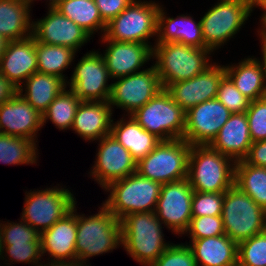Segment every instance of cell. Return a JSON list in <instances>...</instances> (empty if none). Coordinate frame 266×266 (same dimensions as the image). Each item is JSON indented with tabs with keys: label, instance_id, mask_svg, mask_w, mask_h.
<instances>
[{
	"label": "cell",
	"instance_id": "1",
	"mask_svg": "<svg viewBox=\"0 0 266 266\" xmlns=\"http://www.w3.org/2000/svg\"><path fill=\"white\" fill-rule=\"evenodd\" d=\"M77 208L76 260L80 264L92 266L89 261L92 257L122 248L120 220L103 204L91 215L79 213Z\"/></svg>",
	"mask_w": 266,
	"mask_h": 266
},
{
	"label": "cell",
	"instance_id": "2",
	"mask_svg": "<svg viewBox=\"0 0 266 266\" xmlns=\"http://www.w3.org/2000/svg\"><path fill=\"white\" fill-rule=\"evenodd\" d=\"M122 249L139 265L150 266L172 243L155 212L133 213L120 220Z\"/></svg>",
	"mask_w": 266,
	"mask_h": 266
},
{
	"label": "cell",
	"instance_id": "3",
	"mask_svg": "<svg viewBox=\"0 0 266 266\" xmlns=\"http://www.w3.org/2000/svg\"><path fill=\"white\" fill-rule=\"evenodd\" d=\"M212 54L214 53L208 48L177 42L154 44L152 64L156 67L162 87L165 88L168 84L188 80L203 73L214 63Z\"/></svg>",
	"mask_w": 266,
	"mask_h": 266
},
{
	"label": "cell",
	"instance_id": "4",
	"mask_svg": "<svg viewBox=\"0 0 266 266\" xmlns=\"http://www.w3.org/2000/svg\"><path fill=\"white\" fill-rule=\"evenodd\" d=\"M161 187V183L135 172L104 188L108 197L101 204L119 220L128 214L154 212Z\"/></svg>",
	"mask_w": 266,
	"mask_h": 266
},
{
	"label": "cell",
	"instance_id": "5",
	"mask_svg": "<svg viewBox=\"0 0 266 266\" xmlns=\"http://www.w3.org/2000/svg\"><path fill=\"white\" fill-rule=\"evenodd\" d=\"M161 2L134 0L106 25L104 35L98 40L136 42L152 48L157 39L158 12ZM154 40V44L150 41Z\"/></svg>",
	"mask_w": 266,
	"mask_h": 266
},
{
	"label": "cell",
	"instance_id": "6",
	"mask_svg": "<svg viewBox=\"0 0 266 266\" xmlns=\"http://www.w3.org/2000/svg\"><path fill=\"white\" fill-rule=\"evenodd\" d=\"M235 162L209 145L191 146L188 180L194 191L222 193L234 185Z\"/></svg>",
	"mask_w": 266,
	"mask_h": 266
},
{
	"label": "cell",
	"instance_id": "7",
	"mask_svg": "<svg viewBox=\"0 0 266 266\" xmlns=\"http://www.w3.org/2000/svg\"><path fill=\"white\" fill-rule=\"evenodd\" d=\"M50 186L25 191L20 218L39 233L62 219L77 203L71 188L62 184Z\"/></svg>",
	"mask_w": 266,
	"mask_h": 266
},
{
	"label": "cell",
	"instance_id": "8",
	"mask_svg": "<svg viewBox=\"0 0 266 266\" xmlns=\"http://www.w3.org/2000/svg\"><path fill=\"white\" fill-rule=\"evenodd\" d=\"M225 234L237 244L266 231V210L235 185L224 192Z\"/></svg>",
	"mask_w": 266,
	"mask_h": 266
},
{
	"label": "cell",
	"instance_id": "9",
	"mask_svg": "<svg viewBox=\"0 0 266 266\" xmlns=\"http://www.w3.org/2000/svg\"><path fill=\"white\" fill-rule=\"evenodd\" d=\"M131 116L161 141L183 139L186 112L174 102L164 88Z\"/></svg>",
	"mask_w": 266,
	"mask_h": 266
},
{
	"label": "cell",
	"instance_id": "10",
	"mask_svg": "<svg viewBox=\"0 0 266 266\" xmlns=\"http://www.w3.org/2000/svg\"><path fill=\"white\" fill-rule=\"evenodd\" d=\"M191 145L184 139L161 141L145 158L137 162V172L161 184L188 177Z\"/></svg>",
	"mask_w": 266,
	"mask_h": 266
},
{
	"label": "cell",
	"instance_id": "11",
	"mask_svg": "<svg viewBox=\"0 0 266 266\" xmlns=\"http://www.w3.org/2000/svg\"><path fill=\"white\" fill-rule=\"evenodd\" d=\"M213 5L202 15L200 23L204 44L215 53L235 39L252 12L246 5L234 1L217 0Z\"/></svg>",
	"mask_w": 266,
	"mask_h": 266
},
{
	"label": "cell",
	"instance_id": "12",
	"mask_svg": "<svg viewBox=\"0 0 266 266\" xmlns=\"http://www.w3.org/2000/svg\"><path fill=\"white\" fill-rule=\"evenodd\" d=\"M90 50L78 63H73L72 74L66 82L81 101H108L111 92V77L101 51Z\"/></svg>",
	"mask_w": 266,
	"mask_h": 266
},
{
	"label": "cell",
	"instance_id": "13",
	"mask_svg": "<svg viewBox=\"0 0 266 266\" xmlns=\"http://www.w3.org/2000/svg\"><path fill=\"white\" fill-rule=\"evenodd\" d=\"M111 84L108 102L113 112L115 108L123 110L122 115L133 114L163 89L152 62L144 71L114 79Z\"/></svg>",
	"mask_w": 266,
	"mask_h": 266
},
{
	"label": "cell",
	"instance_id": "14",
	"mask_svg": "<svg viewBox=\"0 0 266 266\" xmlns=\"http://www.w3.org/2000/svg\"><path fill=\"white\" fill-rule=\"evenodd\" d=\"M193 193L188 178L162 184L154 212L173 235L182 237L189 226Z\"/></svg>",
	"mask_w": 266,
	"mask_h": 266
},
{
	"label": "cell",
	"instance_id": "15",
	"mask_svg": "<svg viewBox=\"0 0 266 266\" xmlns=\"http://www.w3.org/2000/svg\"><path fill=\"white\" fill-rule=\"evenodd\" d=\"M97 142L94 164L88 175L101 189L106 188L113 181L137 172V162L114 136L106 135Z\"/></svg>",
	"mask_w": 266,
	"mask_h": 266
},
{
	"label": "cell",
	"instance_id": "16",
	"mask_svg": "<svg viewBox=\"0 0 266 266\" xmlns=\"http://www.w3.org/2000/svg\"><path fill=\"white\" fill-rule=\"evenodd\" d=\"M31 36L35 41L71 48L76 53L93 39L79 25L55 8H47L43 18L32 19Z\"/></svg>",
	"mask_w": 266,
	"mask_h": 266
},
{
	"label": "cell",
	"instance_id": "17",
	"mask_svg": "<svg viewBox=\"0 0 266 266\" xmlns=\"http://www.w3.org/2000/svg\"><path fill=\"white\" fill-rule=\"evenodd\" d=\"M232 113L217 99H211L186 112L183 139L193 145H209Z\"/></svg>",
	"mask_w": 266,
	"mask_h": 266
},
{
	"label": "cell",
	"instance_id": "18",
	"mask_svg": "<svg viewBox=\"0 0 266 266\" xmlns=\"http://www.w3.org/2000/svg\"><path fill=\"white\" fill-rule=\"evenodd\" d=\"M226 75L225 66L214 62L197 76L168 84L164 89L185 112L198 104L215 99L222 78Z\"/></svg>",
	"mask_w": 266,
	"mask_h": 266
},
{
	"label": "cell",
	"instance_id": "19",
	"mask_svg": "<svg viewBox=\"0 0 266 266\" xmlns=\"http://www.w3.org/2000/svg\"><path fill=\"white\" fill-rule=\"evenodd\" d=\"M99 41L105 46L101 54L112 80L144 71L146 64L153 61V48L148 44Z\"/></svg>",
	"mask_w": 266,
	"mask_h": 266
},
{
	"label": "cell",
	"instance_id": "20",
	"mask_svg": "<svg viewBox=\"0 0 266 266\" xmlns=\"http://www.w3.org/2000/svg\"><path fill=\"white\" fill-rule=\"evenodd\" d=\"M42 115L16 92L0 104V133L30 139L37 146L42 129Z\"/></svg>",
	"mask_w": 266,
	"mask_h": 266
},
{
	"label": "cell",
	"instance_id": "21",
	"mask_svg": "<svg viewBox=\"0 0 266 266\" xmlns=\"http://www.w3.org/2000/svg\"><path fill=\"white\" fill-rule=\"evenodd\" d=\"M76 206L49 229L40 233L42 257L58 261H74L77 258ZM48 255V257H47Z\"/></svg>",
	"mask_w": 266,
	"mask_h": 266
},
{
	"label": "cell",
	"instance_id": "22",
	"mask_svg": "<svg viewBox=\"0 0 266 266\" xmlns=\"http://www.w3.org/2000/svg\"><path fill=\"white\" fill-rule=\"evenodd\" d=\"M37 68L36 41L30 36L16 41H8L0 58V73L17 89Z\"/></svg>",
	"mask_w": 266,
	"mask_h": 266
},
{
	"label": "cell",
	"instance_id": "23",
	"mask_svg": "<svg viewBox=\"0 0 266 266\" xmlns=\"http://www.w3.org/2000/svg\"><path fill=\"white\" fill-rule=\"evenodd\" d=\"M113 113L108 101H81L71 131L85 142L99 141L111 134Z\"/></svg>",
	"mask_w": 266,
	"mask_h": 266
},
{
	"label": "cell",
	"instance_id": "24",
	"mask_svg": "<svg viewBox=\"0 0 266 266\" xmlns=\"http://www.w3.org/2000/svg\"><path fill=\"white\" fill-rule=\"evenodd\" d=\"M161 4L158 12L157 39L155 44L177 42L198 48H207L202 36L200 20L196 21L191 14L168 16L166 6Z\"/></svg>",
	"mask_w": 266,
	"mask_h": 266
},
{
	"label": "cell",
	"instance_id": "25",
	"mask_svg": "<svg viewBox=\"0 0 266 266\" xmlns=\"http://www.w3.org/2000/svg\"><path fill=\"white\" fill-rule=\"evenodd\" d=\"M252 139L246 112L231 114L209 146L234 162L248 155Z\"/></svg>",
	"mask_w": 266,
	"mask_h": 266
},
{
	"label": "cell",
	"instance_id": "26",
	"mask_svg": "<svg viewBox=\"0 0 266 266\" xmlns=\"http://www.w3.org/2000/svg\"><path fill=\"white\" fill-rule=\"evenodd\" d=\"M197 266H237L238 244L226 234L185 241Z\"/></svg>",
	"mask_w": 266,
	"mask_h": 266
},
{
	"label": "cell",
	"instance_id": "27",
	"mask_svg": "<svg viewBox=\"0 0 266 266\" xmlns=\"http://www.w3.org/2000/svg\"><path fill=\"white\" fill-rule=\"evenodd\" d=\"M113 119L111 135L124 146L136 162L145 158L160 142L154 134L146 131L131 115Z\"/></svg>",
	"mask_w": 266,
	"mask_h": 266
},
{
	"label": "cell",
	"instance_id": "28",
	"mask_svg": "<svg viewBox=\"0 0 266 266\" xmlns=\"http://www.w3.org/2000/svg\"><path fill=\"white\" fill-rule=\"evenodd\" d=\"M246 57V58H245ZM238 63L225 64L226 75L250 101L266 96V83L261 62L256 56H245Z\"/></svg>",
	"mask_w": 266,
	"mask_h": 266
},
{
	"label": "cell",
	"instance_id": "29",
	"mask_svg": "<svg viewBox=\"0 0 266 266\" xmlns=\"http://www.w3.org/2000/svg\"><path fill=\"white\" fill-rule=\"evenodd\" d=\"M65 88L66 82L60 77L37 71L17 89V92L42 114Z\"/></svg>",
	"mask_w": 266,
	"mask_h": 266
},
{
	"label": "cell",
	"instance_id": "30",
	"mask_svg": "<svg viewBox=\"0 0 266 266\" xmlns=\"http://www.w3.org/2000/svg\"><path fill=\"white\" fill-rule=\"evenodd\" d=\"M32 16L31 9L22 0H0V35L6 41L30 37Z\"/></svg>",
	"mask_w": 266,
	"mask_h": 266
},
{
	"label": "cell",
	"instance_id": "31",
	"mask_svg": "<svg viewBox=\"0 0 266 266\" xmlns=\"http://www.w3.org/2000/svg\"><path fill=\"white\" fill-rule=\"evenodd\" d=\"M54 8L92 38L96 33L100 37L104 35L107 23L102 19L94 0H62Z\"/></svg>",
	"mask_w": 266,
	"mask_h": 266
},
{
	"label": "cell",
	"instance_id": "32",
	"mask_svg": "<svg viewBox=\"0 0 266 266\" xmlns=\"http://www.w3.org/2000/svg\"><path fill=\"white\" fill-rule=\"evenodd\" d=\"M76 54L71 48L36 41L38 72L58 76L65 82L68 81V77L63 73L73 66Z\"/></svg>",
	"mask_w": 266,
	"mask_h": 266
},
{
	"label": "cell",
	"instance_id": "33",
	"mask_svg": "<svg viewBox=\"0 0 266 266\" xmlns=\"http://www.w3.org/2000/svg\"><path fill=\"white\" fill-rule=\"evenodd\" d=\"M234 185L266 210V168L235 162Z\"/></svg>",
	"mask_w": 266,
	"mask_h": 266
},
{
	"label": "cell",
	"instance_id": "34",
	"mask_svg": "<svg viewBox=\"0 0 266 266\" xmlns=\"http://www.w3.org/2000/svg\"><path fill=\"white\" fill-rule=\"evenodd\" d=\"M38 147L30 139L0 133V163L4 165H34L39 163Z\"/></svg>",
	"mask_w": 266,
	"mask_h": 266
},
{
	"label": "cell",
	"instance_id": "35",
	"mask_svg": "<svg viewBox=\"0 0 266 266\" xmlns=\"http://www.w3.org/2000/svg\"><path fill=\"white\" fill-rule=\"evenodd\" d=\"M81 100L68 87L63 89L50 103L49 107L41 114L42 127L48 121L60 131L71 130L77 108Z\"/></svg>",
	"mask_w": 266,
	"mask_h": 266
},
{
	"label": "cell",
	"instance_id": "36",
	"mask_svg": "<svg viewBox=\"0 0 266 266\" xmlns=\"http://www.w3.org/2000/svg\"><path fill=\"white\" fill-rule=\"evenodd\" d=\"M237 266H266V231L238 243Z\"/></svg>",
	"mask_w": 266,
	"mask_h": 266
},
{
	"label": "cell",
	"instance_id": "37",
	"mask_svg": "<svg viewBox=\"0 0 266 266\" xmlns=\"http://www.w3.org/2000/svg\"><path fill=\"white\" fill-rule=\"evenodd\" d=\"M1 260L4 265L1 264L0 266H12L14 263H22L23 265V262L37 266L43 260L41 245L40 243L4 245Z\"/></svg>",
	"mask_w": 266,
	"mask_h": 266
},
{
	"label": "cell",
	"instance_id": "38",
	"mask_svg": "<svg viewBox=\"0 0 266 266\" xmlns=\"http://www.w3.org/2000/svg\"><path fill=\"white\" fill-rule=\"evenodd\" d=\"M1 229L3 245L40 243V233L21 218L18 222L1 219Z\"/></svg>",
	"mask_w": 266,
	"mask_h": 266
},
{
	"label": "cell",
	"instance_id": "39",
	"mask_svg": "<svg viewBox=\"0 0 266 266\" xmlns=\"http://www.w3.org/2000/svg\"><path fill=\"white\" fill-rule=\"evenodd\" d=\"M216 98L232 114L246 112L251 102L236 88L227 75H225L220 81Z\"/></svg>",
	"mask_w": 266,
	"mask_h": 266
},
{
	"label": "cell",
	"instance_id": "40",
	"mask_svg": "<svg viewBox=\"0 0 266 266\" xmlns=\"http://www.w3.org/2000/svg\"><path fill=\"white\" fill-rule=\"evenodd\" d=\"M224 234L221 215L192 217L187 230L183 233L190 239H202Z\"/></svg>",
	"mask_w": 266,
	"mask_h": 266
},
{
	"label": "cell",
	"instance_id": "41",
	"mask_svg": "<svg viewBox=\"0 0 266 266\" xmlns=\"http://www.w3.org/2000/svg\"><path fill=\"white\" fill-rule=\"evenodd\" d=\"M150 266H197L187 243H171Z\"/></svg>",
	"mask_w": 266,
	"mask_h": 266
},
{
	"label": "cell",
	"instance_id": "42",
	"mask_svg": "<svg viewBox=\"0 0 266 266\" xmlns=\"http://www.w3.org/2000/svg\"><path fill=\"white\" fill-rule=\"evenodd\" d=\"M224 192L208 193L194 191L192 196V217L222 215Z\"/></svg>",
	"mask_w": 266,
	"mask_h": 266
},
{
	"label": "cell",
	"instance_id": "43",
	"mask_svg": "<svg viewBox=\"0 0 266 266\" xmlns=\"http://www.w3.org/2000/svg\"><path fill=\"white\" fill-rule=\"evenodd\" d=\"M246 116L252 142L266 140V96L251 101Z\"/></svg>",
	"mask_w": 266,
	"mask_h": 266
},
{
	"label": "cell",
	"instance_id": "44",
	"mask_svg": "<svg viewBox=\"0 0 266 266\" xmlns=\"http://www.w3.org/2000/svg\"><path fill=\"white\" fill-rule=\"evenodd\" d=\"M102 19L108 23L134 0H94Z\"/></svg>",
	"mask_w": 266,
	"mask_h": 266
},
{
	"label": "cell",
	"instance_id": "45",
	"mask_svg": "<svg viewBox=\"0 0 266 266\" xmlns=\"http://www.w3.org/2000/svg\"><path fill=\"white\" fill-rule=\"evenodd\" d=\"M244 161L249 165L266 168V140L252 142Z\"/></svg>",
	"mask_w": 266,
	"mask_h": 266
},
{
	"label": "cell",
	"instance_id": "46",
	"mask_svg": "<svg viewBox=\"0 0 266 266\" xmlns=\"http://www.w3.org/2000/svg\"><path fill=\"white\" fill-rule=\"evenodd\" d=\"M16 92L17 88L0 73V104L8 101Z\"/></svg>",
	"mask_w": 266,
	"mask_h": 266
},
{
	"label": "cell",
	"instance_id": "47",
	"mask_svg": "<svg viewBox=\"0 0 266 266\" xmlns=\"http://www.w3.org/2000/svg\"><path fill=\"white\" fill-rule=\"evenodd\" d=\"M260 11H263L260 18H259V25H258V29L256 30L257 33V37L259 38L258 40H263V39H266V4L262 5L260 7Z\"/></svg>",
	"mask_w": 266,
	"mask_h": 266
},
{
	"label": "cell",
	"instance_id": "48",
	"mask_svg": "<svg viewBox=\"0 0 266 266\" xmlns=\"http://www.w3.org/2000/svg\"><path fill=\"white\" fill-rule=\"evenodd\" d=\"M41 263L37 266H84L80 264L77 260L74 261H58V260H50V259H43ZM47 260V261H46Z\"/></svg>",
	"mask_w": 266,
	"mask_h": 266
},
{
	"label": "cell",
	"instance_id": "49",
	"mask_svg": "<svg viewBox=\"0 0 266 266\" xmlns=\"http://www.w3.org/2000/svg\"><path fill=\"white\" fill-rule=\"evenodd\" d=\"M260 45H261V57H257V59L261 62L262 67H263V72L265 76V83H266V39L259 40Z\"/></svg>",
	"mask_w": 266,
	"mask_h": 266
},
{
	"label": "cell",
	"instance_id": "50",
	"mask_svg": "<svg viewBox=\"0 0 266 266\" xmlns=\"http://www.w3.org/2000/svg\"><path fill=\"white\" fill-rule=\"evenodd\" d=\"M31 10L33 8V4L37 0H22ZM39 1V0H38ZM42 1V0H41ZM60 1L62 0H46L47 8H54ZM48 2V3H47Z\"/></svg>",
	"mask_w": 266,
	"mask_h": 266
},
{
	"label": "cell",
	"instance_id": "51",
	"mask_svg": "<svg viewBox=\"0 0 266 266\" xmlns=\"http://www.w3.org/2000/svg\"><path fill=\"white\" fill-rule=\"evenodd\" d=\"M264 4L266 0H249V10L253 13L256 8L260 9Z\"/></svg>",
	"mask_w": 266,
	"mask_h": 266
},
{
	"label": "cell",
	"instance_id": "52",
	"mask_svg": "<svg viewBox=\"0 0 266 266\" xmlns=\"http://www.w3.org/2000/svg\"><path fill=\"white\" fill-rule=\"evenodd\" d=\"M8 41H6L1 35H0V58L2 56V54L4 53L6 44Z\"/></svg>",
	"mask_w": 266,
	"mask_h": 266
},
{
	"label": "cell",
	"instance_id": "53",
	"mask_svg": "<svg viewBox=\"0 0 266 266\" xmlns=\"http://www.w3.org/2000/svg\"><path fill=\"white\" fill-rule=\"evenodd\" d=\"M3 248H4V245H3V240H2V229H1V220H0V261H1V257L3 254ZM1 263L2 261L0 262V264Z\"/></svg>",
	"mask_w": 266,
	"mask_h": 266
},
{
	"label": "cell",
	"instance_id": "54",
	"mask_svg": "<svg viewBox=\"0 0 266 266\" xmlns=\"http://www.w3.org/2000/svg\"><path fill=\"white\" fill-rule=\"evenodd\" d=\"M226 1H234V2H239L241 4H244L248 7L249 9V0H226Z\"/></svg>",
	"mask_w": 266,
	"mask_h": 266
}]
</instances>
